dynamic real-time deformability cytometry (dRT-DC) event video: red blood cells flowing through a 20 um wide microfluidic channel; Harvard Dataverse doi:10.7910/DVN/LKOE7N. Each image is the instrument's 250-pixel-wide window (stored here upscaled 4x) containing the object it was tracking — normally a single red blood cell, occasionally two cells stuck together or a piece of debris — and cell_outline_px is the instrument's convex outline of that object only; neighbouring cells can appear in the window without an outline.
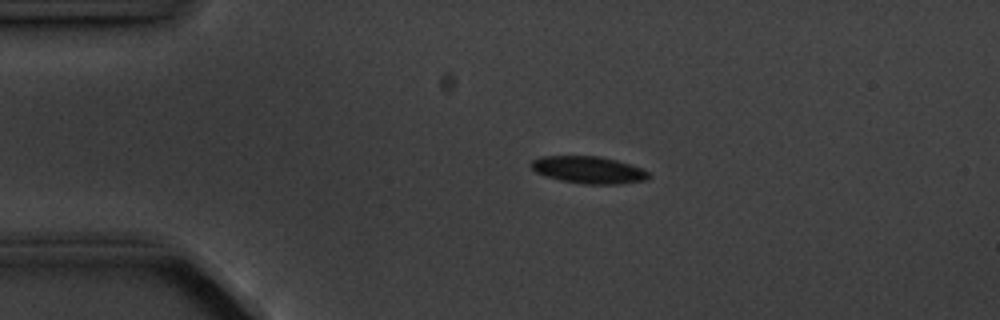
{"species": "common noctule bat (a hibernating species)", "species_latin": "Nyctalus noctula", "temperature_condition": "cold", "stored_images_in_passage": 3, "camera_frame_rate_fps": 3000, "um_per_image_px": 0.085, "animal": {"sex": "male", "body_mass_g": 20.1, "forearm_length_mm": 53.5}, "frame": {"image": 1, "passage_image": 2, "time_ms": 1.333, "image_size_px": [1000, 320], "cell_outline_px": [[652, 176], [644, 180], [616, 184], [584, 184], [560, 180], [536, 172], [528, 164], [532, 160], [540, 156], [600, 156], [632, 164], [648, 172]], "centroid_in_image_um": [50.01, 14.43], "position_along_channel_um": 35.0, "area_um2": 18.55}}